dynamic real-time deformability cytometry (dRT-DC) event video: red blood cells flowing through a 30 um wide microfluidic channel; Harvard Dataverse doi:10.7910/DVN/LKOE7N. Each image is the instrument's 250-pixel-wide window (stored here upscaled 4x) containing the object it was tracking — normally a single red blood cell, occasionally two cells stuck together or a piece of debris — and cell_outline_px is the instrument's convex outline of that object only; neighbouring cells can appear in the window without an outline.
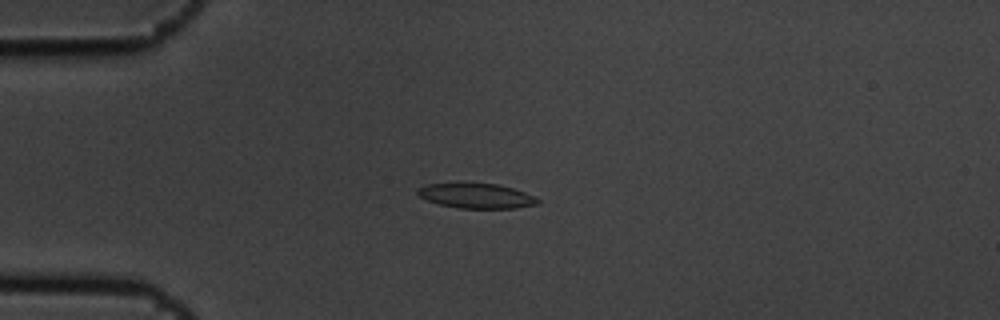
{"species": "common noctule bat (a hibernating species)", "species_latin": "Nyctalus noctula", "temperature_condition": "cold", "stored_images_in_passage": 10, "camera_frame_rate_fps": 3000, "um_per_image_px": 0.085, "animal": {"sex": "male", "body_mass_g": 19.5, "forearm_length_mm": 54.6}, "frame": {"image": 1, "passage_image": 4, "time_ms": 1.0, "image_size_px": [1000, 320], "cell_outline_px": [[540, 204], [516, 208], [460, 208], [440, 204], [428, 200], [420, 196], [416, 192], [416, 188], [424, 184], [500, 184], [524, 192], [540, 200]], "centroid_in_image_um": [40.5, 16.65], "position_along_channel_um": 44.5, "area_um2": 17.17}}
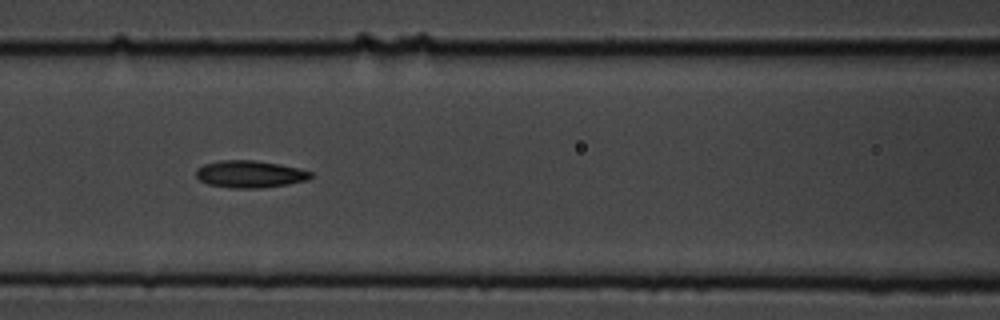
{"frame": {"image": 2, "passage_image": 7, "time_ms": 2.0, "image_size_px": [1000, 320], "cell_outline_px": [[312, 176], [308, 180], [288, 184], [260, 188], [232, 188], [208, 184], [200, 180], [196, 176], [196, 168], [204, 164], [220, 160], [256, 160], [300, 168], [312, 172]], "centroid_in_image_um": [21.24, 14.79], "position_along_channel_um": 145.4, "area_um2": 18.21}}
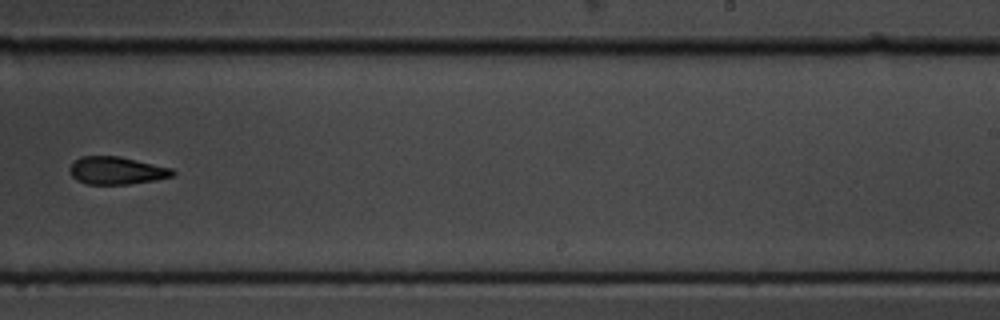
{"frame": {"image": 3, "passage_image": 10, "time_ms": 3.0, "image_size_px": [1000, 320], "cell_outline_px": [[176, 172], [172, 176], [152, 180], [128, 184], [88, 184], [76, 180], [72, 176], [68, 168], [80, 156], [120, 156], [172, 168]], "centroid_in_image_um": [9.89, 14.49], "position_along_channel_um": 279.1, "area_um2": 16.47}}